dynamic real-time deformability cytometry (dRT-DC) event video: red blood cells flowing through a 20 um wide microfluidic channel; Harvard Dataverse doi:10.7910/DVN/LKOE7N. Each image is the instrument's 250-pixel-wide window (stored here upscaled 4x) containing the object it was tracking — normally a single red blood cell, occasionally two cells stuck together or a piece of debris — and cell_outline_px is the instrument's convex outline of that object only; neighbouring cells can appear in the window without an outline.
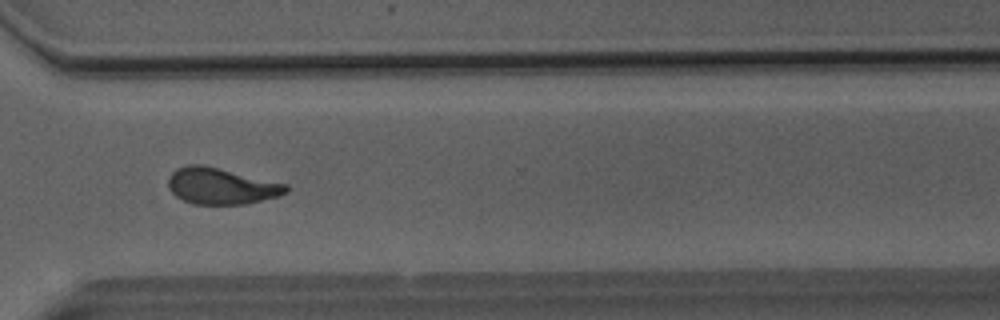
{"species": "Egyptian fruit bat (a non-hibernating species)", "species_latin": "Rousettus aegyptiacus", "temperature_condition": "room temperature", "stored_images_in_passage": 51, "camera_frame_rate_fps": 3000, "um_per_image_px": 0.085, "animal": {"sex": "male"}, "frame": {"image": 1, "passage_image": 38, "time_ms": 12.333, "image_size_px": [1000, 320], "cell_outline_px": [[288, 192], [280, 196], [244, 204], [192, 204], [176, 196], [168, 188], [168, 176], [176, 168], [188, 164], [204, 164], [288, 184]], "centroid_in_image_um": [18.8, 15.8], "position_along_channel_um": 351.8, "area_um2": 25.2}}
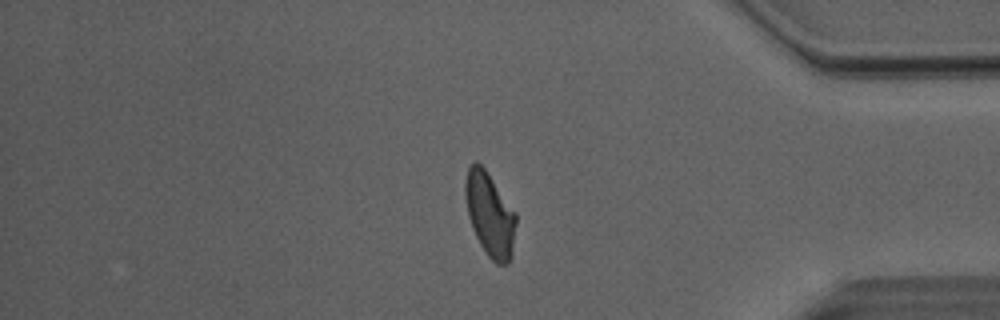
{"frame": {"image": 2, "passage_image": 43, "time_ms": 14.0, "image_size_px": [1000, 320], "cell_outline_px": [[516, 224], [512, 256], [508, 264], [496, 264], [488, 256], [480, 244], [472, 228], [468, 216], [464, 196], [464, 180], [468, 168], [476, 160], [484, 168], [516, 212]], "centroid_in_image_um": [41.63, 18.23], "position_along_channel_um": 393.6, "area_um2": 24.91}}
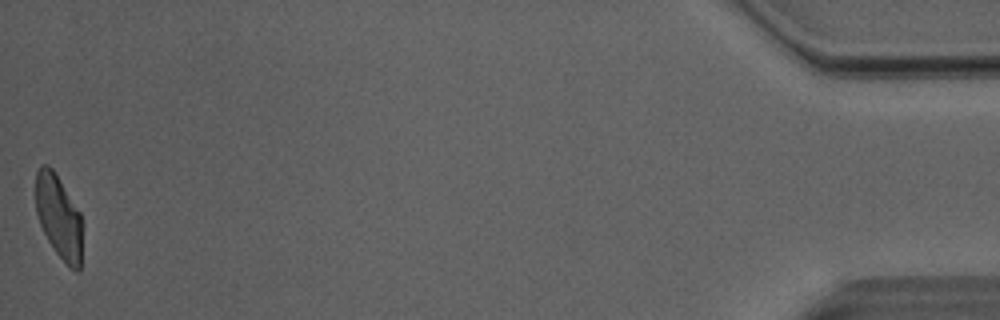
{"frame": {"image": 3, "passage_image": 51, "time_ms": 16.667, "image_size_px": [1000, 320], "cell_outline_px": [[80, 272], [76, 272], [56, 252], [48, 240], [40, 224], [36, 212], [36, 172], [40, 164], [48, 164], [52, 168], [80, 212]], "centroid_in_image_um": [4.96, 18.37], "position_along_channel_um": 430.2, "area_um2": 22.08}, "authors_computed_cell_mechanics": {"area_um2": 25.2008, "velocity_mm_per_s": 4.0493, "shape_relaxation_time_tau1_ms": 7.1241, "shape_relaxation_time_tau2_ms": 1.66, "deformation_change_tau1": 0.2103, "deformation_change_tau2": 0.0941}}